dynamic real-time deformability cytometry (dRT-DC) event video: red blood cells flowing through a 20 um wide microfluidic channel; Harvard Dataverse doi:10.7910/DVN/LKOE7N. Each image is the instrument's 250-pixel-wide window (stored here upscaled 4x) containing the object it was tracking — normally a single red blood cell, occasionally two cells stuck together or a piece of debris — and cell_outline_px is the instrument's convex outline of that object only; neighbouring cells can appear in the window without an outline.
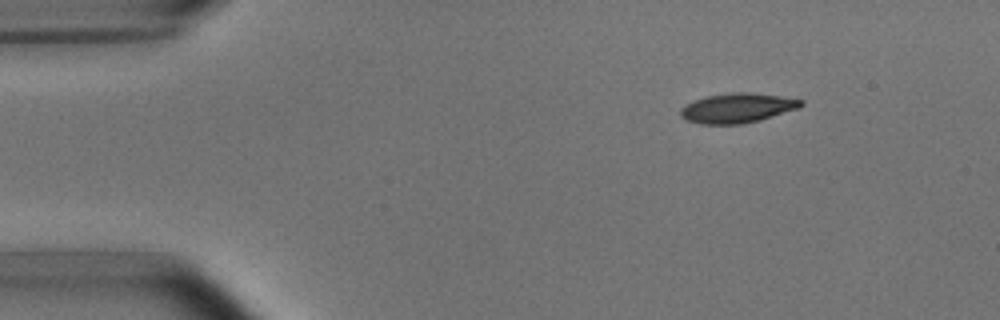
{"species": "common noctule bat (a hibernating species)", "species_latin": "Nyctalus noctula", "temperature_condition": "room temperature", "stored_images_in_passage": 4, "camera_frame_rate_fps": 3000, "um_per_image_px": 0.085, "animal": {"sex": "male", "body_mass_g": 15.6}, "frame": {"image": 1, "passage_image": 2, "time_ms": 1.0, "image_size_px": [1000, 320], "cell_outline_px": [[804, 104], [796, 108], [760, 120], [740, 124], [704, 124], [684, 120], [680, 116], [680, 108], [696, 100], [708, 96], [732, 92], [748, 92], [780, 96], [804, 100]], "centroid_in_image_um": [62.65, 9.18], "position_along_channel_um": 22.3, "area_um2": 20.52}}
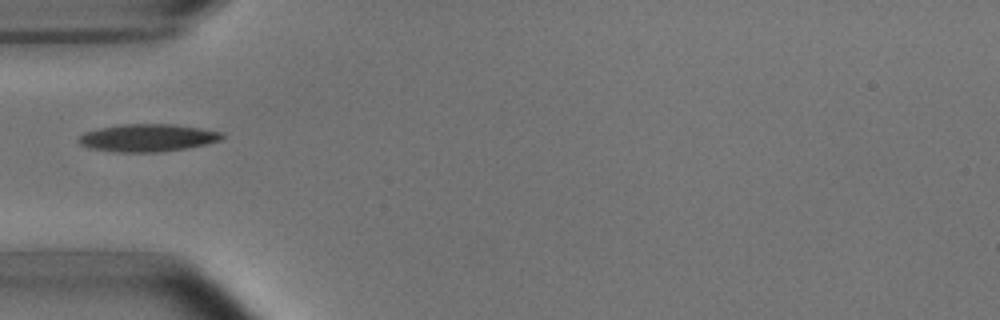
{"frame": {"image": 2, "passage_image": 4, "time_ms": 4.333, "image_size_px": [1000, 320], "cell_outline_px": [[224, 136], [220, 140], [208, 144], [184, 148], [156, 152], [120, 152], [92, 148], [80, 144], [76, 140], [84, 132], [100, 128], [124, 124], [172, 124], [200, 128], [224, 132]], "centroid_in_image_um": [12.57, 11.71], "position_along_channel_um": 72.4, "area_um2": 22.83}}